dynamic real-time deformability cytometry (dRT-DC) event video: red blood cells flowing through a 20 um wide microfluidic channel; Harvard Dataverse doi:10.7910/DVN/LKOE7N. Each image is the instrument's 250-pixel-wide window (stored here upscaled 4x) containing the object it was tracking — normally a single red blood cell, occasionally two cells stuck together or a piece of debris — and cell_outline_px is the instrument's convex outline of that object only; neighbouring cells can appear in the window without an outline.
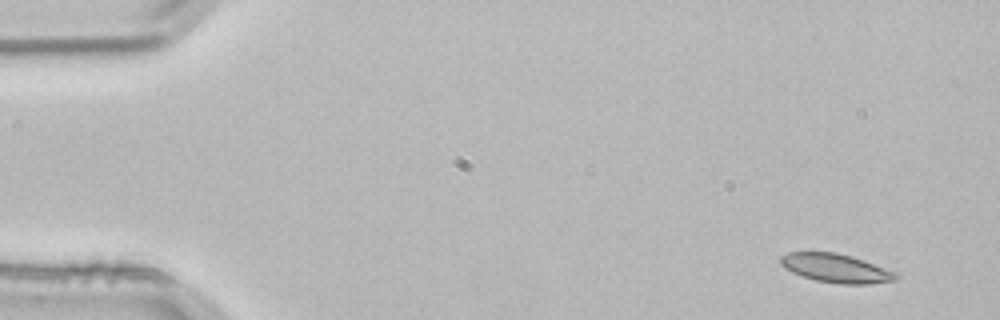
{"species": "common noctule bat (a hibernating species)", "species_latin": "Nyctalus noctula", "temperature_condition": "room temperature", "stored_images_in_passage": 4, "segment_of_instrument_passage": [1, 2], "camera_frame_rate_fps": 3000, "um_per_image_px": 0.085, "animal": {"sex": "male", "body_mass_g": 21.5, "forearm_length_mm": 52.0}, "frame": {"image": 1, "passage_image": 1, "time_ms": 0.0, "image_size_px": [1000, 320], "cell_outline_px": [[900, 276], [896, 280], [868, 284], [840, 284], [816, 280], [792, 272], [784, 268], [780, 264], [780, 256], [788, 252], [836, 252], [852, 256], [900, 272]], "centroid_in_image_um": [71.12, 22.79], "position_along_channel_um": 13.9, "area_um2": 19.59}}
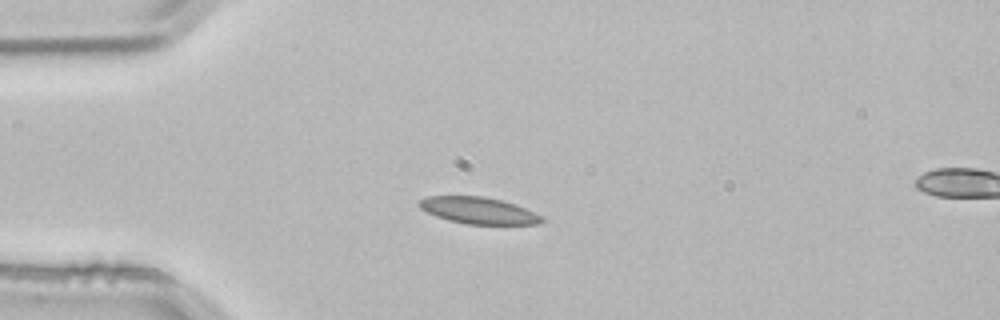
{"frame": {"image": 2, "passage_image": 3, "time_ms": 0.667, "image_size_px": [1000, 320], "cell_outline_px": [[544, 220], [540, 224], [468, 224], [448, 220], [436, 216], [420, 208], [416, 204], [420, 200], [428, 196], [484, 196], [500, 200], [524, 208], [544, 216]], "centroid_in_image_um": [40.66, 17.89], "position_along_channel_um": 44.3, "area_um2": 18.9}}